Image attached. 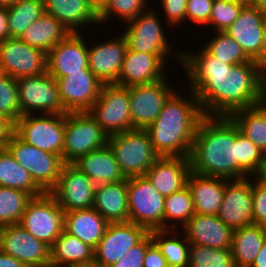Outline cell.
I'll use <instances>...</instances> for the list:
<instances>
[{
    "instance_id": "cell-3",
    "label": "cell",
    "mask_w": 266,
    "mask_h": 267,
    "mask_svg": "<svg viewBox=\"0 0 266 267\" xmlns=\"http://www.w3.org/2000/svg\"><path fill=\"white\" fill-rule=\"evenodd\" d=\"M175 91L146 131L159 156L189 157L198 125L205 116L192 90Z\"/></svg>"
},
{
    "instance_id": "cell-52",
    "label": "cell",
    "mask_w": 266,
    "mask_h": 267,
    "mask_svg": "<svg viewBox=\"0 0 266 267\" xmlns=\"http://www.w3.org/2000/svg\"><path fill=\"white\" fill-rule=\"evenodd\" d=\"M9 38L8 31V10L0 6V41Z\"/></svg>"
},
{
    "instance_id": "cell-45",
    "label": "cell",
    "mask_w": 266,
    "mask_h": 267,
    "mask_svg": "<svg viewBox=\"0 0 266 267\" xmlns=\"http://www.w3.org/2000/svg\"><path fill=\"white\" fill-rule=\"evenodd\" d=\"M243 7L232 0H214L208 27L210 24L213 31L225 32L238 19Z\"/></svg>"
},
{
    "instance_id": "cell-46",
    "label": "cell",
    "mask_w": 266,
    "mask_h": 267,
    "mask_svg": "<svg viewBox=\"0 0 266 267\" xmlns=\"http://www.w3.org/2000/svg\"><path fill=\"white\" fill-rule=\"evenodd\" d=\"M161 3L163 11V19L168 24L169 30L173 28L179 29L183 23H186V6L188 0H158ZM171 27V28H170Z\"/></svg>"
},
{
    "instance_id": "cell-53",
    "label": "cell",
    "mask_w": 266,
    "mask_h": 267,
    "mask_svg": "<svg viewBox=\"0 0 266 267\" xmlns=\"http://www.w3.org/2000/svg\"><path fill=\"white\" fill-rule=\"evenodd\" d=\"M0 267H26L21 261L0 251Z\"/></svg>"
},
{
    "instance_id": "cell-5",
    "label": "cell",
    "mask_w": 266,
    "mask_h": 267,
    "mask_svg": "<svg viewBox=\"0 0 266 267\" xmlns=\"http://www.w3.org/2000/svg\"><path fill=\"white\" fill-rule=\"evenodd\" d=\"M107 144L125 178L144 176L160 157L153 149L146 129L134 128L110 135Z\"/></svg>"
},
{
    "instance_id": "cell-54",
    "label": "cell",
    "mask_w": 266,
    "mask_h": 267,
    "mask_svg": "<svg viewBox=\"0 0 266 267\" xmlns=\"http://www.w3.org/2000/svg\"><path fill=\"white\" fill-rule=\"evenodd\" d=\"M260 96L262 103H266V64H259Z\"/></svg>"
},
{
    "instance_id": "cell-35",
    "label": "cell",
    "mask_w": 266,
    "mask_h": 267,
    "mask_svg": "<svg viewBox=\"0 0 266 267\" xmlns=\"http://www.w3.org/2000/svg\"><path fill=\"white\" fill-rule=\"evenodd\" d=\"M149 233L165 257L168 267L189 266L190 242L182 231L177 230V234L175 229H160L151 230Z\"/></svg>"
},
{
    "instance_id": "cell-10",
    "label": "cell",
    "mask_w": 266,
    "mask_h": 267,
    "mask_svg": "<svg viewBox=\"0 0 266 267\" xmlns=\"http://www.w3.org/2000/svg\"><path fill=\"white\" fill-rule=\"evenodd\" d=\"M19 224L51 247L64 230V211L51 193H44L29 201Z\"/></svg>"
},
{
    "instance_id": "cell-60",
    "label": "cell",
    "mask_w": 266,
    "mask_h": 267,
    "mask_svg": "<svg viewBox=\"0 0 266 267\" xmlns=\"http://www.w3.org/2000/svg\"><path fill=\"white\" fill-rule=\"evenodd\" d=\"M90 1L99 10L106 3L107 0H90Z\"/></svg>"
},
{
    "instance_id": "cell-40",
    "label": "cell",
    "mask_w": 266,
    "mask_h": 267,
    "mask_svg": "<svg viewBox=\"0 0 266 267\" xmlns=\"http://www.w3.org/2000/svg\"><path fill=\"white\" fill-rule=\"evenodd\" d=\"M32 198L26 192L0 186V227L18 224Z\"/></svg>"
},
{
    "instance_id": "cell-27",
    "label": "cell",
    "mask_w": 266,
    "mask_h": 267,
    "mask_svg": "<svg viewBox=\"0 0 266 267\" xmlns=\"http://www.w3.org/2000/svg\"><path fill=\"white\" fill-rule=\"evenodd\" d=\"M227 181L224 178L204 176L191 171L187 186L192 194L196 214L217 215L224 198Z\"/></svg>"
},
{
    "instance_id": "cell-20",
    "label": "cell",
    "mask_w": 266,
    "mask_h": 267,
    "mask_svg": "<svg viewBox=\"0 0 266 267\" xmlns=\"http://www.w3.org/2000/svg\"><path fill=\"white\" fill-rule=\"evenodd\" d=\"M253 196L251 177L228 180L224 198L218 210V218L231 229L253 224Z\"/></svg>"
},
{
    "instance_id": "cell-37",
    "label": "cell",
    "mask_w": 266,
    "mask_h": 267,
    "mask_svg": "<svg viewBox=\"0 0 266 267\" xmlns=\"http://www.w3.org/2000/svg\"><path fill=\"white\" fill-rule=\"evenodd\" d=\"M194 214L193 198L187 185L165 196L164 229L179 230Z\"/></svg>"
},
{
    "instance_id": "cell-19",
    "label": "cell",
    "mask_w": 266,
    "mask_h": 267,
    "mask_svg": "<svg viewBox=\"0 0 266 267\" xmlns=\"http://www.w3.org/2000/svg\"><path fill=\"white\" fill-rule=\"evenodd\" d=\"M254 61L262 57L266 41V14L254 6L243 7L238 19L225 31Z\"/></svg>"
},
{
    "instance_id": "cell-29",
    "label": "cell",
    "mask_w": 266,
    "mask_h": 267,
    "mask_svg": "<svg viewBox=\"0 0 266 267\" xmlns=\"http://www.w3.org/2000/svg\"><path fill=\"white\" fill-rule=\"evenodd\" d=\"M72 165L86 174L96 185L116 183L125 179L108 144L79 157Z\"/></svg>"
},
{
    "instance_id": "cell-25",
    "label": "cell",
    "mask_w": 266,
    "mask_h": 267,
    "mask_svg": "<svg viewBox=\"0 0 266 267\" xmlns=\"http://www.w3.org/2000/svg\"><path fill=\"white\" fill-rule=\"evenodd\" d=\"M44 13L59 20L71 33L100 25L99 10L90 0H43ZM80 30V31H79Z\"/></svg>"
},
{
    "instance_id": "cell-49",
    "label": "cell",
    "mask_w": 266,
    "mask_h": 267,
    "mask_svg": "<svg viewBox=\"0 0 266 267\" xmlns=\"http://www.w3.org/2000/svg\"><path fill=\"white\" fill-rule=\"evenodd\" d=\"M253 196V224L266 226V185L251 177Z\"/></svg>"
},
{
    "instance_id": "cell-1",
    "label": "cell",
    "mask_w": 266,
    "mask_h": 267,
    "mask_svg": "<svg viewBox=\"0 0 266 267\" xmlns=\"http://www.w3.org/2000/svg\"><path fill=\"white\" fill-rule=\"evenodd\" d=\"M201 47L182 51L181 67L205 116H230L262 103L257 61L230 65Z\"/></svg>"
},
{
    "instance_id": "cell-38",
    "label": "cell",
    "mask_w": 266,
    "mask_h": 267,
    "mask_svg": "<svg viewBox=\"0 0 266 267\" xmlns=\"http://www.w3.org/2000/svg\"><path fill=\"white\" fill-rule=\"evenodd\" d=\"M7 10L9 38H20L44 14L43 0H20Z\"/></svg>"
},
{
    "instance_id": "cell-56",
    "label": "cell",
    "mask_w": 266,
    "mask_h": 267,
    "mask_svg": "<svg viewBox=\"0 0 266 267\" xmlns=\"http://www.w3.org/2000/svg\"><path fill=\"white\" fill-rule=\"evenodd\" d=\"M251 267H266V240Z\"/></svg>"
},
{
    "instance_id": "cell-9",
    "label": "cell",
    "mask_w": 266,
    "mask_h": 267,
    "mask_svg": "<svg viewBox=\"0 0 266 267\" xmlns=\"http://www.w3.org/2000/svg\"><path fill=\"white\" fill-rule=\"evenodd\" d=\"M108 135L89 112L67 113L62 158L65 164H72L79 157L102 148Z\"/></svg>"
},
{
    "instance_id": "cell-2",
    "label": "cell",
    "mask_w": 266,
    "mask_h": 267,
    "mask_svg": "<svg viewBox=\"0 0 266 267\" xmlns=\"http://www.w3.org/2000/svg\"><path fill=\"white\" fill-rule=\"evenodd\" d=\"M191 171L238 180V126L230 116H204L190 153Z\"/></svg>"
},
{
    "instance_id": "cell-31",
    "label": "cell",
    "mask_w": 266,
    "mask_h": 267,
    "mask_svg": "<svg viewBox=\"0 0 266 267\" xmlns=\"http://www.w3.org/2000/svg\"><path fill=\"white\" fill-rule=\"evenodd\" d=\"M51 267L93 265L94 248L63 230L50 247Z\"/></svg>"
},
{
    "instance_id": "cell-47",
    "label": "cell",
    "mask_w": 266,
    "mask_h": 267,
    "mask_svg": "<svg viewBox=\"0 0 266 267\" xmlns=\"http://www.w3.org/2000/svg\"><path fill=\"white\" fill-rule=\"evenodd\" d=\"M214 0H188L186 22L199 26H208ZM188 20V21H187Z\"/></svg>"
},
{
    "instance_id": "cell-7",
    "label": "cell",
    "mask_w": 266,
    "mask_h": 267,
    "mask_svg": "<svg viewBox=\"0 0 266 267\" xmlns=\"http://www.w3.org/2000/svg\"><path fill=\"white\" fill-rule=\"evenodd\" d=\"M67 113L22 115L14 133L25 143L62 157Z\"/></svg>"
},
{
    "instance_id": "cell-15",
    "label": "cell",
    "mask_w": 266,
    "mask_h": 267,
    "mask_svg": "<svg viewBox=\"0 0 266 267\" xmlns=\"http://www.w3.org/2000/svg\"><path fill=\"white\" fill-rule=\"evenodd\" d=\"M148 234L145 227L130 221L109 223L102 239L94 248L93 264L97 267H111Z\"/></svg>"
},
{
    "instance_id": "cell-36",
    "label": "cell",
    "mask_w": 266,
    "mask_h": 267,
    "mask_svg": "<svg viewBox=\"0 0 266 267\" xmlns=\"http://www.w3.org/2000/svg\"><path fill=\"white\" fill-rule=\"evenodd\" d=\"M231 119L254 145L266 153V104L239 109L230 115Z\"/></svg>"
},
{
    "instance_id": "cell-62",
    "label": "cell",
    "mask_w": 266,
    "mask_h": 267,
    "mask_svg": "<svg viewBox=\"0 0 266 267\" xmlns=\"http://www.w3.org/2000/svg\"><path fill=\"white\" fill-rule=\"evenodd\" d=\"M75 267H97L96 265H88V266H75Z\"/></svg>"
},
{
    "instance_id": "cell-41",
    "label": "cell",
    "mask_w": 266,
    "mask_h": 267,
    "mask_svg": "<svg viewBox=\"0 0 266 267\" xmlns=\"http://www.w3.org/2000/svg\"><path fill=\"white\" fill-rule=\"evenodd\" d=\"M149 2L150 0H107L99 9V23L104 25L117 16L124 24L152 7Z\"/></svg>"
},
{
    "instance_id": "cell-6",
    "label": "cell",
    "mask_w": 266,
    "mask_h": 267,
    "mask_svg": "<svg viewBox=\"0 0 266 267\" xmlns=\"http://www.w3.org/2000/svg\"><path fill=\"white\" fill-rule=\"evenodd\" d=\"M6 148L45 193H50L57 186L65 165L60 155L29 145L15 133L10 137Z\"/></svg>"
},
{
    "instance_id": "cell-14",
    "label": "cell",
    "mask_w": 266,
    "mask_h": 267,
    "mask_svg": "<svg viewBox=\"0 0 266 267\" xmlns=\"http://www.w3.org/2000/svg\"><path fill=\"white\" fill-rule=\"evenodd\" d=\"M47 71V54L29 46L19 38L0 41V73L15 79L43 74Z\"/></svg>"
},
{
    "instance_id": "cell-16",
    "label": "cell",
    "mask_w": 266,
    "mask_h": 267,
    "mask_svg": "<svg viewBox=\"0 0 266 267\" xmlns=\"http://www.w3.org/2000/svg\"><path fill=\"white\" fill-rule=\"evenodd\" d=\"M0 251L26 267H51L50 247L19 223L0 227Z\"/></svg>"
},
{
    "instance_id": "cell-32",
    "label": "cell",
    "mask_w": 266,
    "mask_h": 267,
    "mask_svg": "<svg viewBox=\"0 0 266 267\" xmlns=\"http://www.w3.org/2000/svg\"><path fill=\"white\" fill-rule=\"evenodd\" d=\"M70 33L59 20L44 13L25 30L19 39L47 54Z\"/></svg>"
},
{
    "instance_id": "cell-48",
    "label": "cell",
    "mask_w": 266,
    "mask_h": 267,
    "mask_svg": "<svg viewBox=\"0 0 266 267\" xmlns=\"http://www.w3.org/2000/svg\"><path fill=\"white\" fill-rule=\"evenodd\" d=\"M152 243L149 233L139 244L126 251L111 267H143L146 250Z\"/></svg>"
},
{
    "instance_id": "cell-59",
    "label": "cell",
    "mask_w": 266,
    "mask_h": 267,
    "mask_svg": "<svg viewBox=\"0 0 266 267\" xmlns=\"http://www.w3.org/2000/svg\"><path fill=\"white\" fill-rule=\"evenodd\" d=\"M237 4L243 5L244 7L246 6H254L255 0H232Z\"/></svg>"
},
{
    "instance_id": "cell-13",
    "label": "cell",
    "mask_w": 266,
    "mask_h": 267,
    "mask_svg": "<svg viewBox=\"0 0 266 267\" xmlns=\"http://www.w3.org/2000/svg\"><path fill=\"white\" fill-rule=\"evenodd\" d=\"M129 87L132 129H146L160 114L164 103L175 92L167 79Z\"/></svg>"
},
{
    "instance_id": "cell-22",
    "label": "cell",
    "mask_w": 266,
    "mask_h": 267,
    "mask_svg": "<svg viewBox=\"0 0 266 267\" xmlns=\"http://www.w3.org/2000/svg\"><path fill=\"white\" fill-rule=\"evenodd\" d=\"M87 40L81 33H70L56 44L47 53V72L54 78H61L89 68Z\"/></svg>"
},
{
    "instance_id": "cell-61",
    "label": "cell",
    "mask_w": 266,
    "mask_h": 267,
    "mask_svg": "<svg viewBox=\"0 0 266 267\" xmlns=\"http://www.w3.org/2000/svg\"><path fill=\"white\" fill-rule=\"evenodd\" d=\"M258 64H266V41H265V48L262 54L261 59L258 61Z\"/></svg>"
},
{
    "instance_id": "cell-44",
    "label": "cell",
    "mask_w": 266,
    "mask_h": 267,
    "mask_svg": "<svg viewBox=\"0 0 266 267\" xmlns=\"http://www.w3.org/2000/svg\"><path fill=\"white\" fill-rule=\"evenodd\" d=\"M0 115L13 124L22 116L17 79L0 73Z\"/></svg>"
},
{
    "instance_id": "cell-42",
    "label": "cell",
    "mask_w": 266,
    "mask_h": 267,
    "mask_svg": "<svg viewBox=\"0 0 266 267\" xmlns=\"http://www.w3.org/2000/svg\"><path fill=\"white\" fill-rule=\"evenodd\" d=\"M188 267H236L231 248L217 249L190 244Z\"/></svg>"
},
{
    "instance_id": "cell-23",
    "label": "cell",
    "mask_w": 266,
    "mask_h": 267,
    "mask_svg": "<svg viewBox=\"0 0 266 267\" xmlns=\"http://www.w3.org/2000/svg\"><path fill=\"white\" fill-rule=\"evenodd\" d=\"M168 62L162 55L141 53L128 48L116 84L130 87L162 80L167 77Z\"/></svg>"
},
{
    "instance_id": "cell-26",
    "label": "cell",
    "mask_w": 266,
    "mask_h": 267,
    "mask_svg": "<svg viewBox=\"0 0 266 267\" xmlns=\"http://www.w3.org/2000/svg\"><path fill=\"white\" fill-rule=\"evenodd\" d=\"M190 173L189 157L160 156L144 176L160 194L168 196L187 185Z\"/></svg>"
},
{
    "instance_id": "cell-33",
    "label": "cell",
    "mask_w": 266,
    "mask_h": 267,
    "mask_svg": "<svg viewBox=\"0 0 266 267\" xmlns=\"http://www.w3.org/2000/svg\"><path fill=\"white\" fill-rule=\"evenodd\" d=\"M266 240V226L251 224L233 231L231 252L236 267H251Z\"/></svg>"
},
{
    "instance_id": "cell-50",
    "label": "cell",
    "mask_w": 266,
    "mask_h": 267,
    "mask_svg": "<svg viewBox=\"0 0 266 267\" xmlns=\"http://www.w3.org/2000/svg\"><path fill=\"white\" fill-rule=\"evenodd\" d=\"M143 267H168L165 257L154 242L146 250Z\"/></svg>"
},
{
    "instance_id": "cell-17",
    "label": "cell",
    "mask_w": 266,
    "mask_h": 267,
    "mask_svg": "<svg viewBox=\"0 0 266 267\" xmlns=\"http://www.w3.org/2000/svg\"><path fill=\"white\" fill-rule=\"evenodd\" d=\"M55 80L66 113L88 112L98 99L103 86L89 68Z\"/></svg>"
},
{
    "instance_id": "cell-43",
    "label": "cell",
    "mask_w": 266,
    "mask_h": 267,
    "mask_svg": "<svg viewBox=\"0 0 266 267\" xmlns=\"http://www.w3.org/2000/svg\"><path fill=\"white\" fill-rule=\"evenodd\" d=\"M263 152L238 128V180L253 177L261 165Z\"/></svg>"
},
{
    "instance_id": "cell-12",
    "label": "cell",
    "mask_w": 266,
    "mask_h": 267,
    "mask_svg": "<svg viewBox=\"0 0 266 267\" xmlns=\"http://www.w3.org/2000/svg\"><path fill=\"white\" fill-rule=\"evenodd\" d=\"M17 87L22 115L66 113L59 98L57 82L47 71L17 79Z\"/></svg>"
},
{
    "instance_id": "cell-51",
    "label": "cell",
    "mask_w": 266,
    "mask_h": 267,
    "mask_svg": "<svg viewBox=\"0 0 266 267\" xmlns=\"http://www.w3.org/2000/svg\"><path fill=\"white\" fill-rule=\"evenodd\" d=\"M13 133L14 124L3 115H0V150L7 147L9 139Z\"/></svg>"
},
{
    "instance_id": "cell-58",
    "label": "cell",
    "mask_w": 266,
    "mask_h": 267,
    "mask_svg": "<svg viewBox=\"0 0 266 267\" xmlns=\"http://www.w3.org/2000/svg\"><path fill=\"white\" fill-rule=\"evenodd\" d=\"M19 1L20 0H0V6L8 8L17 4Z\"/></svg>"
},
{
    "instance_id": "cell-39",
    "label": "cell",
    "mask_w": 266,
    "mask_h": 267,
    "mask_svg": "<svg viewBox=\"0 0 266 267\" xmlns=\"http://www.w3.org/2000/svg\"><path fill=\"white\" fill-rule=\"evenodd\" d=\"M215 35L203 47L210 55L230 65H238L251 61L243 51L241 45L227 33L215 32Z\"/></svg>"
},
{
    "instance_id": "cell-21",
    "label": "cell",
    "mask_w": 266,
    "mask_h": 267,
    "mask_svg": "<svg viewBox=\"0 0 266 267\" xmlns=\"http://www.w3.org/2000/svg\"><path fill=\"white\" fill-rule=\"evenodd\" d=\"M117 36L97 44L88 43V67L103 84H116L128 49L125 36Z\"/></svg>"
},
{
    "instance_id": "cell-34",
    "label": "cell",
    "mask_w": 266,
    "mask_h": 267,
    "mask_svg": "<svg viewBox=\"0 0 266 267\" xmlns=\"http://www.w3.org/2000/svg\"><path fill=\"white\" fill-rule=\"evenodd\" d=\"M0 186L26 192L32 197L45 193L7 148L0 150Z\"/></svg>"
},
{
    "instance_id": "cell-18",
    "label": "cell",
    "mask_w": 266,
    "mask_h": 267,
    "mask_svg": "<svg viewBox=\"0 0 266 267\" xmlns=\"http://www.w3.org/2000/svg\"><path fill=\"white\" fill-rule=\"evenodd\" d=\"M96 184L72 164L62 168L57 186L50 192L64 212L93 207Z\"/></svg>"
},
{
    "instance_id": "cell-57",
    "label": "cell",
    "mask_w": 266,
    "mask_h": 267,
    "mask_svg": "<svg viewBox=\"0 0 266 267\" xmlns=\"http://www.w3.org/2000/svg\"><path fill=\"white\" fill-rule=\"evenodd\" d=\"M254 7L266 14V0H255Z\"/></svg>"
},
{
    "instance_id": "cell-4",
    "label": "cell",
    "mask_w": 266,
    "mask_h": 267,
    "mask_svg": "<svg viewBox=\"0 0 266 267\" xmlns=\"http://www.w3.org/2000/svg\"><path fill=\"white\" fill-rule=\"evenodd\" d=\"M156 8H149L142 12L136 18L127 21L124 24L127 28L123 29V35L126 38L127 46L130 50L141 53H150L162 55L166 60L171 55L177 59L179 66L182 61V51L180 47L174 49L172 42H169L164 26L167 25L160 21ZM163 25H162V24ZM172 46V47H171Z\"/></svg>"
},
{
    "instance_id": "cell-24",
    "label": "cell",
    "mask_w": 266,
    "mask_h": 267,
    "mask_svg": "<svg viewBox=\"0 0 266 267\" xmlns=\"http://www.w3.org/2000/svg\"><path fill=\"white\" fill-rule=\"evenodd\" d=\"M190 244L217 249L231 248L233 229L226 226L217 215L194 214L181 228Z\"/></svg>"
},
{
    "instance_id": "cell-28",
    "label": "cell",
    "mask_w": 266,
    "mask_h": 267,
    "mask_svg": "<svg viewBox=\"0 0 266 267\" xmlns=\"http://www.w3.org/2000/svg\"><path fill=\"white\" fill-rule=\"evenodd\" d=\"M93 208L109 223L129 221L127 178L116 183L97 184Z\"/></svg>"
},
{
    "instance_id": "cell-55",
    "label": "cell",
    "mask_w": 266,
    "mask_h": 267,
    "mask_svg": "<svg viewBox=\"0 0 266 267\" xmlns=\"http://www.w3.org/2000/svg\"><path fill=\"white\" fill-rule=\"evenodd\" d=\"M253 177L261 184L266 185V153H263L259 170Z\"/></svg>"
},
{
    "instance_id": "cell-8",
    "label": "cell",
    "mask_w": 266,
    "mask_h": 267,
    "mask_svg": "<svg viewBox=\"0 0 266 267\" xmlns=\"http://www.w3.org/2000/svg\"><path fill=\"white\" fill-rule=\"evenodd\" d=\"M129 221L148 231L164 229L165 196L145 176L127 178Z\"/></svg>"
},
{
    "instance_id": "cell-11",
    "label": "cell",
    "mask_w": 266,
    "mask_h": 267,
    "mask_svg": "<svg viewBox=\"0 0 266 267\" xmlns=\"http://www.w3.org/2000/svg\"><path fill=\"white\" fill-rule=\"evenodd\" d=\"M129 87L103 84L99 97L88 111L108 135L132 129Z\"/></svg>"
},
{
    "instance_id": "cell-30",
    "label": "cell",
    "mask_w": 266,
    "mask_h": 267,
    "mask_svg": "<svg viewBox=\"0 0 266 267\" xmlns=\"http://www.w3.org/2000/svg\"><path fill=\"white\" fill-rule=\"evenodd\" d=\"M109 222L93 207L64 212V231L95 248Z\"/></svg>"
}]
</instances>
